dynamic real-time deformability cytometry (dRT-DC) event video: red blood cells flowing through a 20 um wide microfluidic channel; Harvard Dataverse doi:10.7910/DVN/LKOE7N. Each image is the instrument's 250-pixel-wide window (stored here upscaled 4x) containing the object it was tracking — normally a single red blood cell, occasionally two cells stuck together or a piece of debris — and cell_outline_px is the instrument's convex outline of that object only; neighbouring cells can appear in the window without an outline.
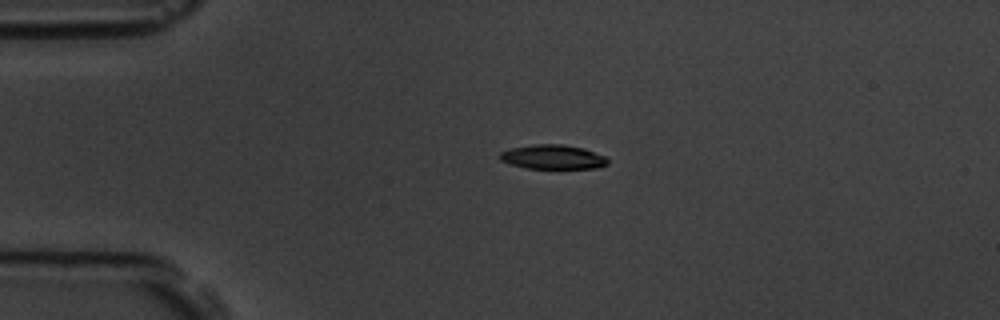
{"species": "common noctule bat (a hibernating species)", "species_latin": "Nyctalus noctula", "temperature_condition": "room temperature", "stored_images_in_passage": 3, "camera_frame_rate_fps": 3000, "um_per_image_px": 0.085, "animal": {"sex": "male", "body_mass_g": 19.5, "forearm_length_mm": 54.6}, "frame": {"image": 1, "passage_image": 2, "time_ms": 2.0, "image_size_px": [1000, 320], "cell_outline_px": [[608, 164], [600, 168], [524, 168], [500, 160], [500, 152], [512, 148], [536, 144], [564, 144], [584, 148], [604, 156], [608, 160]], "centroid_in_image_um": [47.02, 13.34], "position_along_channel_um": 38.0, "area_um2": 15.2}}